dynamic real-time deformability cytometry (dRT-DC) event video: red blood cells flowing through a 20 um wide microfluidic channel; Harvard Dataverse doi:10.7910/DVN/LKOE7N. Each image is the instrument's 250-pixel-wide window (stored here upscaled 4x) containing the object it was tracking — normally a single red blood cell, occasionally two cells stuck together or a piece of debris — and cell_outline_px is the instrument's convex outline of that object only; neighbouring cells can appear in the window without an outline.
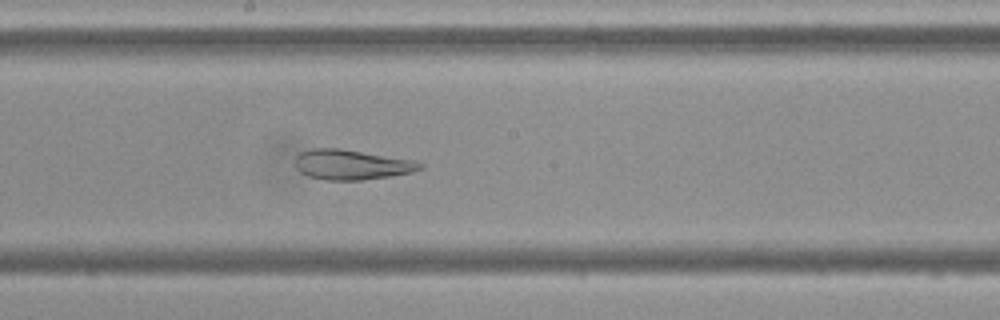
{"species": "Egyptian fruit bat (a non-hibernating species)", "species_latin": "Rousettus aegyptiacus", "temperature_condition": "cold", "stored_images_in_passage": 55, "camera_frame_rate_fps": 3000, "um_per_image_px": 0.085, "frame": {"image": 1, "passage_image": 30, "time_ms": 9.667, "image_size_px": [1000, 320], "cell_outline_px": [[424, 168], [412, 172], [388, 176], [360, 180], [324, 180], [308, 176], [300, 172], [296, 168], [296, 156], [300, 152], [312, 148], [340, 148], [416, 160], [424, 164]], "centroid_in_image_um": [29.9, 13.99], "position_along_channel_um": 218.3, "area_um2": 21.96}}
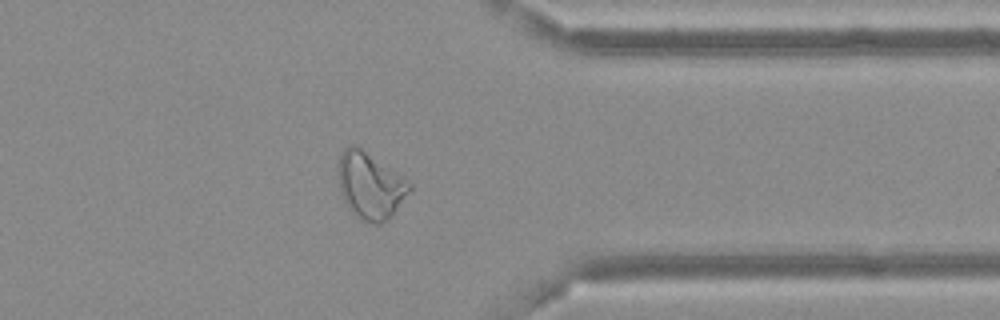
{"frame": {"image": 2, "passage_image": 44, "time_ms": 14.333, "image_size_px": [1000, 320], "cell_outline_px": [[412, 188], [388, 220], [380, 224], [372, 224], [360, 220], [348, 208], [340, 192], [340, 152], [348, 144], [356, 144], [412, 184]], "centroid_in_image_um": [31.46, 15.79], "position_along_channel_um": 379.9, "area_um2": 27.28}}
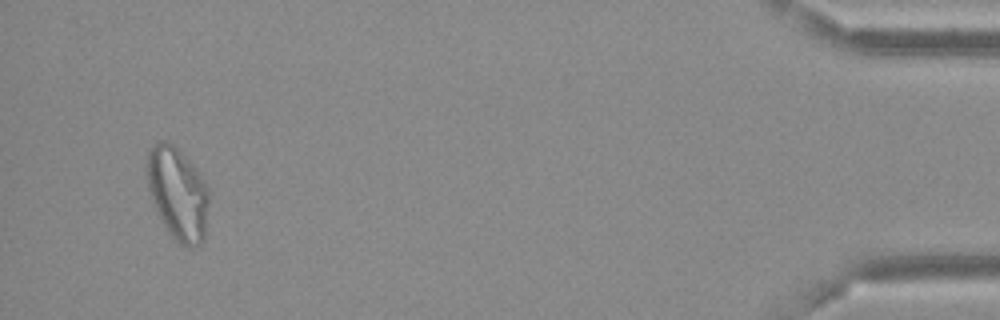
{"frame": {"image": 3, "passage_image": 53, "time_ms": 17.333, "image_size_px": [1000, 320], "cell_outline_px": [[208, 204], [204, 240], [200, 244], [180, 244], [168, 232], [148, 192], [144, 168], [144, 164], [148, 148], [160, 140], [164, 140], [172, 144], [200, 172], [208, 188]], "centroid_in_image_um": [15.06, 16.37], "position_along_channel_um": 420.1, "area_um2": 33.52}, "authors_computed_cell_mechanics": {"area_um2": 28.6688, "velocity_mm_per_s": 3.6425, "shape_relaxation_time_tau1_ms": null, "shape_relaxation_time_tau2_ms": 3.9403, "deformation_change_tau1": null, "deformation_change_tau2": 0.1116}}